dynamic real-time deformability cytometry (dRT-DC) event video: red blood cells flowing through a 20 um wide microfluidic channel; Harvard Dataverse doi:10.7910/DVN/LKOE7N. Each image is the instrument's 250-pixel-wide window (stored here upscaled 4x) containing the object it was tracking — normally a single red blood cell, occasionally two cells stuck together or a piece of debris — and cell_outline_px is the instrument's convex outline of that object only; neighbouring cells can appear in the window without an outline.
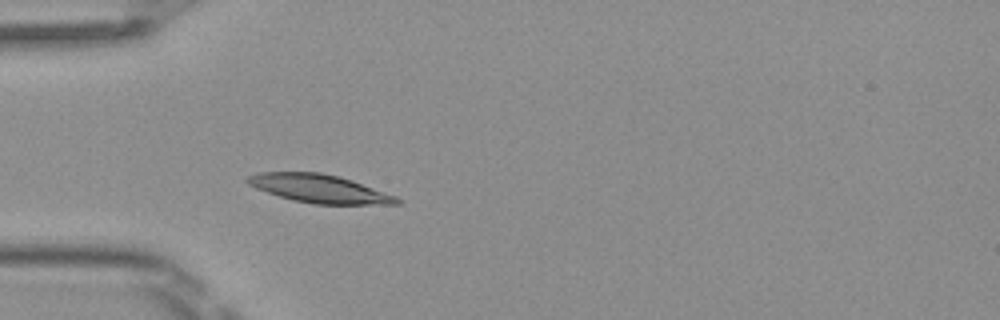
{"species": "Egyptian fruit bat (a non-hibernating species)", "species_latin": "Rousettus aegyptiacus", "temperature_condition": "room temperature", "stored_images_in_passage": 4, "camera_frame_rate_fps": 3000, "um_per_image_px": 0.085, "frame": {"image": 1, "passage_image": 4, "time_ms": 1.0, "image_size_px": [1000, 320], "cell_outline_px": [[400, 204], [312, 204], [292, 200], [256, 188], [248, 184], [244, 180], [248, 176], [260, 172], [320, 172], [352, 180], [396, 196], [400, 200]], "centroid_in_image_um": [27.12, 16.03], "position_along_channel_um": 57.9, "area_um2": 24.39}}